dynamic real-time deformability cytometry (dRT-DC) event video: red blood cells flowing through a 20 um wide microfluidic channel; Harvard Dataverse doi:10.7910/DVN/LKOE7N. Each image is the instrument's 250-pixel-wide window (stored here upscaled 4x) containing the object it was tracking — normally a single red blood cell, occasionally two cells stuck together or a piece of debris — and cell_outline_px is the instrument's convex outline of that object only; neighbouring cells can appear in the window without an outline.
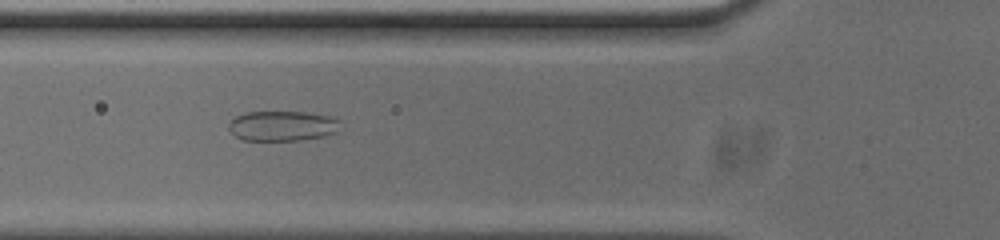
{"species": "common noctule bat (a hibernating species)", "species_latin": "Nyctalus noctula", "temperature_condition": "cold", "stored_images_in_passage": 40, "camera_frame_rate_fps": 3000, "um_per_image_px": 0.085, "animal": {"sex": "male", "body_mass_g": 20.0, "forearm_length_mm": 53.3}, "frame": {"image": 1, "passage_image": 5, "time_ms": 1.333, "image_size_px": [1000, 240], "cell_outline_px": [[340, 120], [336, 132], [320, 136], [300, 140], [244, 140], [236, 136], [228, 128], [228, 124], [236, 116], [244, 112], [304, 112], [328, 116]], "centroid_in_image_um": [23.96, 10.69], "position_along_channel_um": 101.8, "area_um2": 19.25}}
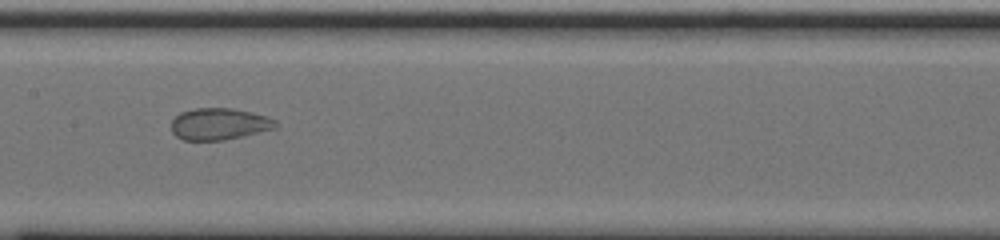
{"frame": {"image": 2, "passage_image": 12, "time_ms": 3.667, "image_size_px": [1000, 240], "cell_outline_px": [[280, 124], [276, 128], [244, 136], [224, 140], [184, 140], [176, 136], [172, 132], [172, 120], [180, 112], [196, 108], [232, 108], [252, 112], [268, 116], [276, 120]], "centroid_in_image_um": [18.68, 10.53], "position_along_channel_um": 188.7, "area_um2": 19.48}}
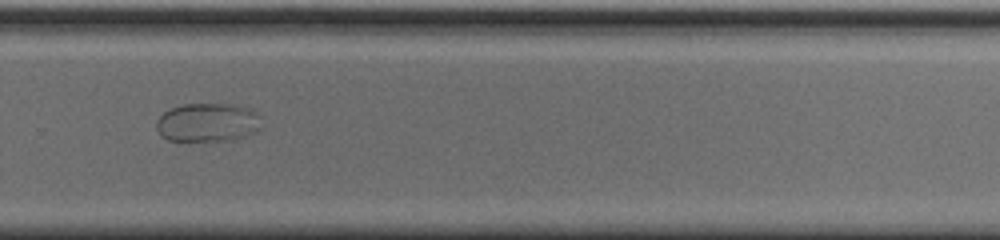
{"frame": {"image": 3, "passage_image": 22, "time_ms": 7.0, "image_size_px": [1000, 240], "cell_outline_px": [[260, 128], [252, 132], [232, 140], [168, 140], [160, 136], [156, 128], [156, 120], [164, 112], [172, 108], [184, 104], [232, 104], [252, 108], [260, 116]], "centroid_in_image_um": [17.63, 10.39], "position_along_channel_um": 312.2, "area_um2": 23.58}}